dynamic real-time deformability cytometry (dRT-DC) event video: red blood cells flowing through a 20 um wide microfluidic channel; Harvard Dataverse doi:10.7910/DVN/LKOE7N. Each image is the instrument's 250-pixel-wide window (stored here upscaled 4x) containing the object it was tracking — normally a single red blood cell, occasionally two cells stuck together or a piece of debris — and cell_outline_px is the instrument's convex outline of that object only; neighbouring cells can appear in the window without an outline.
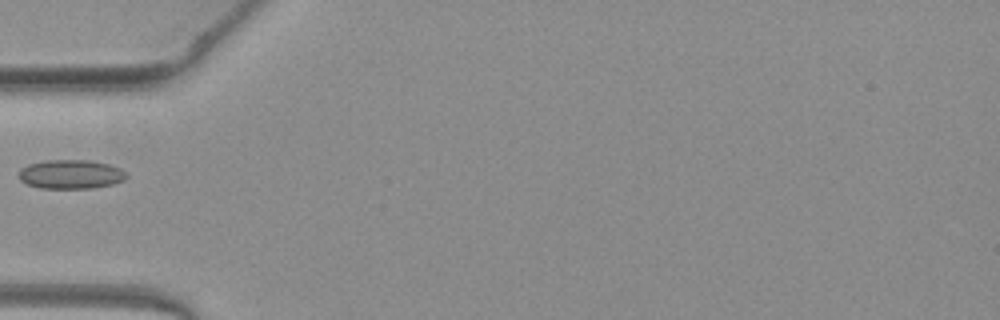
{"species": "common noctule bat (a hibernating species)", "species_latin": "Nyctalus noctula", "temperature_condition": "warm", "stored_images_in_passage": 36, "camera_frame_rate_fps": 3000, "um_per_image_px": 0.085, "animal": {"sex": "female", "body_mass_g": 19.3, "forearm_length_mm": 54.1}, "frame": {"image": 1, "passage_image": 1, "time_ms": 0.0, "image_size_px": [1000, 320], "cell_outline_px": [[128, 176], [124, 180], [112, 184], [92, 188], [40, 188], [28, 184], [20, 180], [20, 168], [28, 164], [44, 160], [88, 160], [108, 164], [120, 168]], "centroid_in_image_um": [6.01, 14.81], "position_along_channel_um": 79.0, "area_um2": 18.15}}
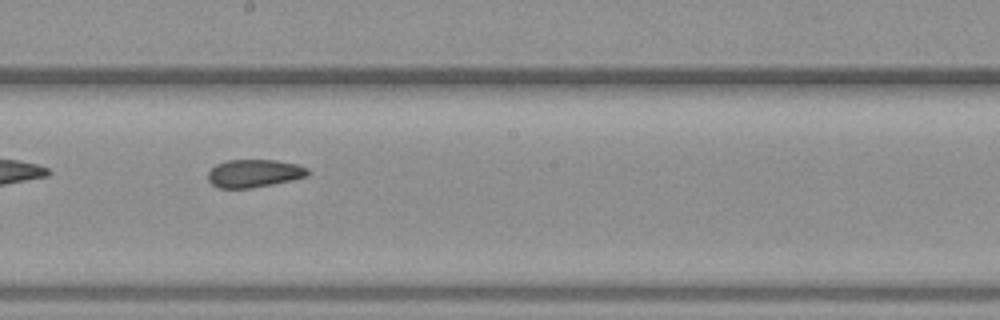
{"frame": {"image": 2, "passage_image": 12, "time_ms": 3.667, "image_size_px": [1000, 320], "cell_outline_px": [[308, 176], [292, 180], [252, 188], [216, 188], [208, 180], [208, 172], [216, 164], [228, 160], [276, 160], [296, 164], [308, 168]], "centroid_in_image_um": [21.58, 14.74], "position_along_channel_um": 226.6, "area_um2": 16.24}}
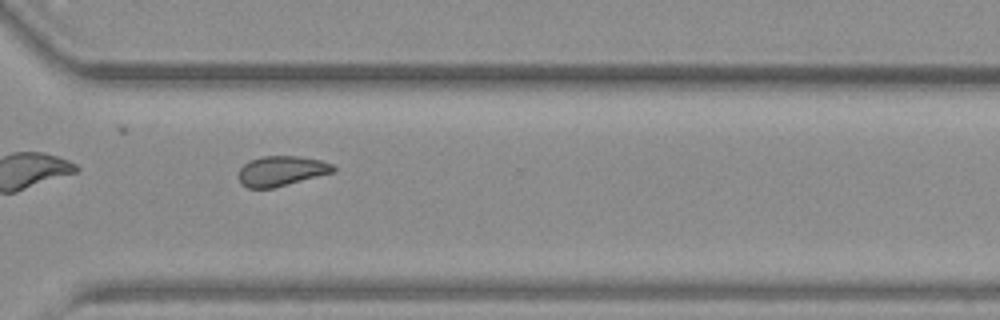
{"frame": {"image": 3, "passage_image": 21, "time_ms": 6.667, "image_size_px": [1000, 320], "cell_outline_px": [[336, 172], [272, 188], [248, 188], [240, 184], [236, 176], [240, 168], [244, 164], [260, 156], [296, 156], [320, 160], [332, 164], [336, 168]], "centroid_in_image_um": [23.89, 14.54], "position_along_channel_um": 346.7, "area_um2": 16.7}}